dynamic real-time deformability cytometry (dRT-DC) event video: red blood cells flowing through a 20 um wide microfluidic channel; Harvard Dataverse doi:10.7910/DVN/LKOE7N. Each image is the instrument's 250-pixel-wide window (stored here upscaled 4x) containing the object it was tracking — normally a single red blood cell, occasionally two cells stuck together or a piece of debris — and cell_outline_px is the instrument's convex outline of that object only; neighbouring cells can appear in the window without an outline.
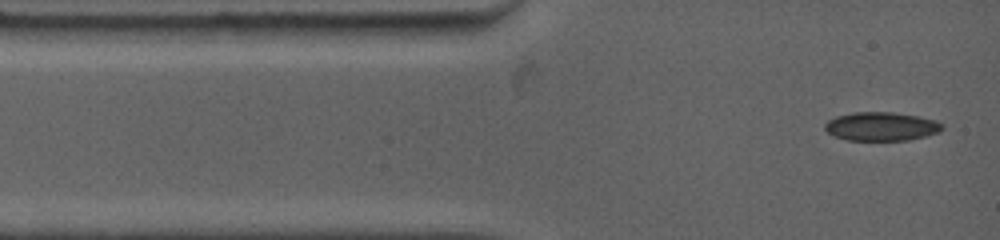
{"species": "common noctule bat (a hibernating species)", "species_latin": "Nyctalus noctula", "temperature_condition": "warm", "stored_images_in_passage": 17, "camera_frame_rate_fps": 4500, "um_per_image_px": 0.085, "animal": {"sex": "female", "body_mass_g": 19.0, "forearm_length_mm": 53.3}, "frame": {"image": 1, "passage_image": 1, "time_ms": 0.0, "image_size_px": [1000, 240], "cell_outline_px": [[944, 128], [940, 132], [928, 136], [908, 140], [848, 140], [832, 136], [824, 128], [824, 124], [828, 120], [836, 116], [852, 112], [892, 112], [916, 116], [936, 120]], "centroid_in_image_um": [74.89, 10.75], "position_along_channel_um": 10.1, "area_um2": 19.71}}
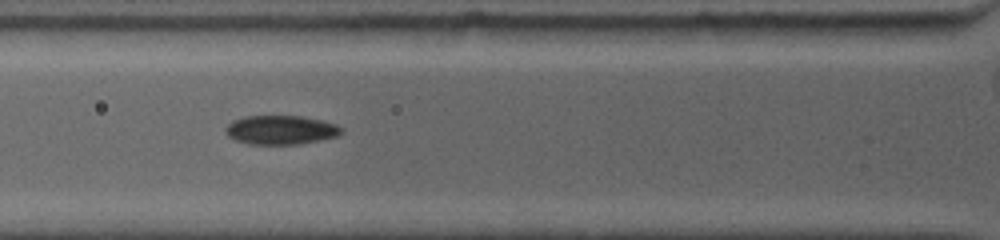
{"frame": {"image": 2, "passage_image": 12, "time_ms": 3.333, "image_size_px": [1000, 240], "cell_outline_px": [[344, 132], [340, 136], [300, 144], [248, 144], [236, 140], [228, 136], [224, 132], [224, 128], [228, 124], [236, 120], [248, 116], [300, 116], [320, 120], [336, 124]], "centroid_in_image_um": [23.88, 11.05], "position_along_channel_um": 101.9, "area_um2": 19.54}}
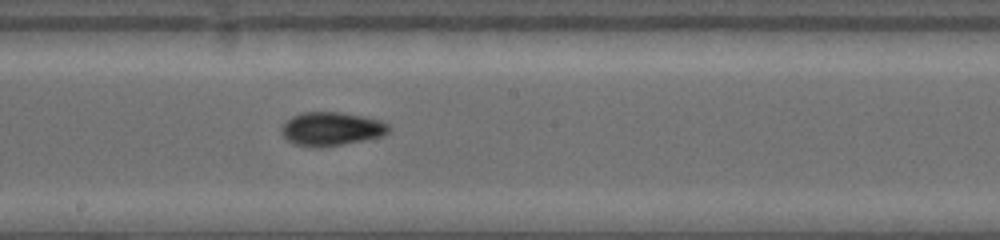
{"frame": {"image": 3, "passage_image": 17, "time_ms": 6.444, "image_size_px": [1000, 240], "cell_outline_px": [[392, 128], [388, 132], [380, 136], [364, 140], [324, 148], [312, 148], [292, 144], [280, 132], [280, 128], [292, 116], [304, 112], [336, 112], [360, 116], [376, 120], [388, 124]], "centroid_in_image_um": [28.11, 10.98], "position_along_channel_um": 220.1, "area_um2": 20.98}}